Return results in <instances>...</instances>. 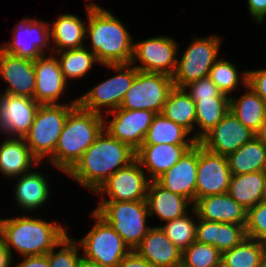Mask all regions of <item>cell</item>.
<instances>
[{"label":"cell","instance_id":"484cf974","mask_svg":"<svg viewBox=\"0 0 266 267\" xmlns=\"http://www.w3.org/2000/svg\"><path fill=\"white\" fill-rule=\"evenodd\" d=\"M31 153L24 138L7 137L0 145V171L15 178L31 171V166L40 164Z\"/></svg>","mask_w":266,"mask_h":267},{"label":"cell","instance_id":"836d02e7","mask_svg":"<svg viewBox=\"0 0 266 267\" xmlns=\"http://www.w3.org/2000/svg\"><path fill=\"white\" fill-rule=\"evenodd\" d=\"M196 107V124L201 128L194 130V140L199 142L230 111V97L193 100ZM200 131V132H199Z\"/></svg>","mask_w":266,"mask_h":267},{"label":"cell","instance_id":"ba28073f","mask_svg":"<svg viewBox=\"0 0 266 267\" xmlns=\"http://www.w3.org/2000/svg\"><path fill=\"white\" fill-rule=\"evenodd\" d=\"M90 216L96 221L91 230L77 240L84 257L106 267H118L122 259L131 251L122 237L94 210Z\"/></svg>","mask_w":266,"mask_h":267},{"label":"cell","instance_id":"f6af8a7d","mask_svg":"<svg viewBox=\"0 0 266 267\" xmlns=\"http://www.w3.org/2000/svg\"><path fill=\"white\" fill-rule=\"evenodd\" d=\"M118 267H155L141 257L135 250H131L119 263Z\"/></svg>","mask_w":266,"mask_h":267},{"label":"cell","instance_id":"f5cc1de1","mask_svg":"<svg viewBox=\"0 0 266 267\" xmlns=\"http://www.w3.org/2000/svg\"><path fill=\"white\" fill-rule=\"evenodd\" d=\"M173 267H189V266H187V265H185L183 262H181V263L176 264V265L173 266Z\"/></svg>","mask_w":266,"mask_h":267},{"label":"cell","instance_id":"d6a6232c","mask_svg":"<svg viewBox=\"0 0 266 267\" xmlns=\"http://www.w3.org/2000/svg\"><path fill=\"white\" fill-rule=\"evenodd\" d=\"M190 134L181 125L176 124L164 115L156 114L152 124L148 128L142 145L155 144H175V145H194L197 142L193 137H187ZM187 138V139H186Z\"/></svg>","mask_w":266,"mask_h":267},{"label":"cell","instance_id":"6da1fadb","mask_svg":"<svg viewBox=\"0 0 266 267\" xmlns=\"http://www.w3.org/2000/svg\"><path fill=\"white\" fill-rule=\"evenodd\" d=\"M135 158L136 151L103 130L66 174L95 192L110 176Z\"/></svg>","mask_w":266,"mask_h":267},{"label":"cell","instance_id":"e575fe53","mask_svg":"<svg viewBox=\"0 0 266 267\" xmlns=\"http://www.w3.org/2000/svg\"><path fill=\"white\" fill-rule=\"evenodd\" d=\"M266 245L246 237L241 243L222 253L221 267H259Z\"/></svg>","mask_w":266,"mask_h":267},{"label":"cell","instance_id":"3957f363","mask_svg":"<svg viewBox=\"0 0 266 267\" xmlns=\"http://www.w3.org/2000/svg\"><path fill=\"white\" fill-rule=\"evenodd\" d=\"M68 234L56 221L29 216L0 219V239L13 257L12 248L24 256L48 254Z\"/></svg>","mask_w":266,"mask_h":267},{"label":"cell","instance_id":"bcb514c9","mask_svg":"<svg viewBox=\"0 0 266 267\" xmlns=\"http://www.w3.org/2000/svg\"><path fill=\"white\" fill-rule=\"evenodd\" d=\"M15 267H49L48 254L24 256L23 261Z\"/></svg>","mask_w":266,"mask_h":267},{"label":"cell","instance_id":"4fadbf2b","mask_svg":"<svg viewBox=\"0 0 266 267\" xmlns=\"http://www.w3.org/2000/svg\"><path fill=\"white\" fill-rule=\"evenodd\" d=\"M135 158L110 176L96 191L103 201L146 200L149 178ZM110 197L108 200L104 196Z\"/></svg>","mask_w":266,"mask_h":267},{"label":"cell","instance_id":"f1b7e54d","mask_svg":"<svg viewBox=\"0 0 266 267\" xmlns=\"http://www.w3.org/2000/svg\"><path fill=\"white\" fill-rule=\"evenodd\" d=\"M232 176L264 171L266 166V146L253 137L237 151L227 156Z\"/></svg>","mask_w":266,"mask_h":267},{"label":"cell","instance_id":"44dd1931","mask_svg":"<svg viewBox=\"0 0 266 267\" xmlns=\"http://www.w3.org/2000/svg\"><path fill=\"white\" fill-rule=\"evenodd\" d=\"M196 219L246 225L247 210L228 193L215 194L198 199L190 209Z\"/></svg>","mask_w":266,"mask_h":267},{"label":"cell","instance_id":"603a6c76","mask_svg":"<svg viewBox=\"0 0 266 267\" xmlns=\"http://www.w3.org/2000/svg\"><path fill=\"white\" fill-rule=\"evenodd\" d=\"M134 250L155 267H173L182 262V250L169 240L160 225L151 226Z\"/></svg>","mask_w":266,"mask_h":267},{"label":"cell","instance_id":"74e56055","mask_svg":"<svg viewBox=\"0 0 266 267\" xmlns=\"http://www.w3.org/2000/svg\"><path fill=\"white\" fill-rule=\"evenodd\" d=\"M189 215L187 213L160 226L169 240L182 251L196 241L197 222L195 223Z\"/></svg>","mask_w":266,"mask_h":267},{"label":"cell","instance_id":"1f68e13d","mask_svg":"<svg viewBox=\"0 0 266 267\" xmlns=\"http://www.w3.org/2000/svg\"><path fill=\"white\" fill-rule=\"evenodd\" d=\"M161 114L181 125L190 134L196 125L195 102L184 88L174 86L168 95Z\"/></svg>","mask_w":266,"mask_h":267},{"label":"cell","instance_id":"d6986e66","mask_svg":"<svg viewBox=\"0 0 266 267\" xmlns=\"http://www.w3.org/2000/svg\"><path fill=\"white\" fill-rule=\"evenodd\" d=\"M34 68V99L39 104H59L58 98L66 91L68 83L63 77L58 57L45 54L34 61Z\"/></svg>","mask_w":266,"mask_h":267},{"label":"cell","instance_id":"d4e9b609","mask_svg":"<svg viewBox=\"0 0 266 267\" xmlns=\"http://www.w3.org/2000/svg\"><path fill=\"white\" fill-rule=\"evenodd\" d=\"M245 226L199 219L196 227V241L212 245L223 253L247 237Z\"/></svg>","mask_w":266,"mask_h":267},{"label":"cell","instance_id":"7c38bea8","mask_svg":"<svg viewBox=\"0 0 266 267\" xmlns=\"http://www.w3.org/2000/svg\"><path fill=\"white\" fill-rule=\"evenodd\" d=\"M50 27L51 24L47 22L23 18L13 28L12 41L4 45L0 44V48L7 54L35 61L45 55V49L52 48Z\"/></svg>","mask_w":266,"mask_h":267},{"label":"cell","instance_id":"e0dca14e","mask_svg":"<svg viewBox=\"0 0 266 267\" xmlns=\"http://www.w3.org/2000/svg\"><path fill=\"white\" fill-rule=\"evenodd\" d=\"M255 137L230 111L198 143L206 150L228 156Z\"/></svg>","mask_w":266,"mask_h":267},{"label":"cell","instance_id":"f546056e","mask_svg":"<svg viewBox=\"0 0 266 267\" xmlns=\"http://www.w3.org/2000/svg\"><path fill=\"white\" fill-rule=\"evenodd\" d=\"M264 171L233 175L228 194L247 211L262 201Z\"/></svg>","mask_w":266,"mask_h":267},{"label":"cell","instance_id":"f35d334b","mask_svg":"<svg viewBox=\"0 0 266 267\" xmlns=\"http://www.w3.org/2000/svg\"><path fill=\"white\" fill-rule=\"evenodd\" d=\"M221 259L218 249L198 241L182 251V262L189 267H221Z\"/></svg>","mask_w":266,"mask_h":267},{"label":"cell","instance_id":"cb8c5ba5","mask_svg":"<svg viewBox=\"0 0 266 267\" xmlns=\"http://www.w3.org/2000/svg\"><path fill=\"white\" fill-rule=\"evenodd\" d=\"M146 203L149 215L155 214L165 222L180 218L187 214L188 207L193 208V203L190 200L166 190L156 181L149 182Z\"/></svg>","mask_w":266,"mask_h":267},{"label":"cell","instance_id":"ab89813d","mask_svg":"<svg viewBox=\"0 0 266 267\" xmlns=\"http://www.w3.org/2000/svg\"><path fill=\"white\" fill-rule=\"evenodd\" d=\"M61 247L57 252L53 248L48 253L49 267H77L81 258L79 255V243L67 235L59 243Z\"/></svg>","mask_w":266,"mask_h":267},{"label":"cell","instance_id":"7bdbcfd3","mask_svg":"<svg viewBox=\"0 0 266 267\" xmlns=\"http://www.w3.org/2000/svg\"><path fill=\"white\" fill-rule=\"evenodd\" d=\"M247 85L266 103V69L248 70Z\"/></svg>","mask_w":266,"mask_h":267},{"label":"cell","instance_id":"ee69618b","mask_svg":"<svg viewBox=\"0 0 266 267\" xmlns=\"http://www.w3.org/2000/svg\"><path fill=\"white\" fill-rule=\"evenodd\" d=\"M248 11L255 22L263 23L266 17V0H247Z\"/></svg>","mask_w":266,"mask_h":267},{"label":"cell","instance_id":"816d5d0a","mask_svg":"<svg viewBox=\"0 0 266 267\" xmlns=\"http://www.w3.org/2000/svg\"><path fill=\"white\" fill-rule=\"evenodd\" d=\"M259 267H266V254L264 255V257L262 258L261 264Z\"/></svg>","mask_w":266,"mask_h":267},{"label":"cell","instance_id":"ac0fdd59","mask_svg":"<svg viewBox=\"0 0 266 267\" xmlns=\"http://www.w3.org/2000/svg\"><path fill=\"white\" fill-rule=\"evenodd\" d=\"M198 165V142L168 171L155 181L175 194L195 203V189Z\"/></svg>","mask_w":266,"mask_h":267},{"label":"cell","instance_id":"b9f144b4","mask_svg":"<svg viewBox=\"0 0 266 267\" xmlns=\"http://www.w3.org/2000/svg\"><path fill=\"white\" fill-rule=\"evenodd\" d=\"M193 100L213 99L215 97H229L212 82L207 76L188 83L183 87ZM189 88V92L188 89Z\"/></svg>","mask_w":266,"mask_h":267},{"label":"cell","instance_id":"9a60e30c","mask_svg":"<svg viewBox=\"0 0 266 267\" xmlns=\"http://www.w3.org/2000/svg\"><path fill=\"white\" fill-rule=\"evenodd\" d=\"M109 122L104 118V130L113 138L128 144L136 151L144 142L148 128L156 113L151 110H127L118 108Z\"/></svg>","mask_w":266,"mask_h":267},{"label":"cell","instance_id":"8992f818","mask_svg":"<svg viewBox=\"0 0 266 267\" xmlns=\"http://www.w3.org/2000/svg\"><path fill=\"white\" fill-rule=\"evenodd\" d=\"M94 211L113 227L131 250L151 228L146 225L150 216L146 200L100 201Z\"/></svg>","mask_w":266,"mask_h":267},{"label":"cell","instance_id":"4316f807","mask_svg":"<svg viewBox=\"0 0 266 267\" xmlns=\"http://www.w3.org/2000/svg\"><path fill=\"white\" fill-rule=\"evenodd\" d=\"M19 177H15L18 180L14 188L18 206L23 210L33 212L44 206L51 193L47 178L38 171H29Z\"/></svg>","mask_w":266,"mask_h":267},{"label":"cell","instance_id":"83f0119b","mask_svg":"<svg viewBox=\"0 0 266 267\" xmlns=\"http://www.w3.org/2000/svg\"><path fill=\"white\" fill-rule=\"evenodd\" d=\"M52 24V27H50L51 41H54V44L56 43V47L51 48V51H54L53 54L84 47L86 23H83L77 15L70 13L61 15Z\"/></svg>","mask_w":266,"mask_h":267},{"label":"cell","instance_id":"4dcf8cb0","mask_svg":"<svg viewBox=\"0 0 266 267\" xmlns=\"http://www.w3.org/2000/svg\"><path fill=\"white\" fill-rule=\"evenodd\" d=\"M245 88L248 92L240 98L230 96V112L256 133L266 119V103L248 85Z\"/></svg>","mask_w":266,"mask_h":267},{"label":"cell","instance_id":"ffe728a7","mask_svg":"<svg viewBox=\"0 0 266 267\" xmlns=\"http://www.w3.org/2000/svg\"><path fill=\"white\" fill-rule=\"evenodd\" d=\"M0 77L8 83L3 94L34 98V60L7 54L0 48Z\"/></svg>","mask_w":266,"mask_h":267},{"label":"cell","instance_id":"277c9868","mask_svg":"<svg viewBox=\"0 0 266 267\" xmlns=\"http://www.w3.org/2000/svg\"><path fill=\"white\" fill-rule=\"evenodd\" d=\"M103 130V115L85 110L77 104L69 112L55 151L48 161L67 173Z\"/></svg>","mask_w":266,"mask_h":267},{"label":"cell","instance_id":"5b68a950","mask_svg":"<svg viewBox=\"0 0 266 267\" xmlns=\"http://www.w3.org/2000/svg\"><path fill=\"white\" fill-rule=\"evenodd\" d=\"M76 105L77 99L65 105L40 104L29 132L24 136L32 155L39 162L53 155L66 118Z\"/></svg>","mask_w":266,"mask_h":267},{"label":"cell","instance_id":"8d00e7d4","mask_svg":"<svg viewBox=\"0 0 266 267\" xmlns=\"http://www.w3.org/2000/svg\"><path fill=\"white\" fill-rule=\"evenodd\" d=\"M208 77L222 93L229 96L231 92L233 93V90L237 89L241 80L243 85H247L248 76L247 71H244L240 76L238 68L232 62L219 58L210 69Z\"/></svg>","mask_w":266,"mask_h":267},{"label":"cell","instance_id":"f907efd6","mask_svg":"<svg viewBox=\"0 0 266 267\" xmlns=\"http://www.w3.org/2000/svg\"><path fill=\"white\" fill-rule=\"evenodd\" d=\"M262 200L266 201V176L264 179L263 191H262Z\"/></svg>","mask_w":266,"mask_h":267},{"label":"cell","instance_id":"8fae6325","mask_svg":"<svg viewBox=\"0 0 266 267\" xmlns=\"http://www.w3.org/2000/svg\"><path fill=\"white\" fill-rule=\"evenodd\" d=\"M178 45L167 36H155L134 42L131 64L139 71L163 73L173 76L177 65ZM140 61L141 65L134 62Z\"/></svg>","mask_w":266,"mask_h":267},{"label":"cell","instance_id":"d590c367","mask_svg":"<svg viewBox=\"0 0 266 267\" xmlns=\"http://www.w3.org/2000/svg\"><path fill=\"white\" fill-rule=\"evenodd\" d=\"M84 46L78 49H69L61 52H56L59 55V63L63 77L67 82L68 79H80L87 75L97 59L95 54ZM95 62V63H94Z\"/></svg>","mask_w":266,"mask_h":267},{"label":"cell","instance_id":"30bf717a","mask_svg":"<svg viewBox=\"0 0 266 267\" xmlns=\"http://www.w3.org/2000/svg\"><path fill=\"white\" fill-rule=\"evenodd\" d=\"M221 38L212 35L206 38H194L180 59H177L172 80L175 87L183 88L190 82L207 77L218 60Z\"/></svg>","mask_w":266,"mask_h":267},{"label":"cell","instance_id":"7a4b0ae2","mask_svg":"<svg viewBox=\"0 0 266 267\" xmlns=\"http://www.w3.org/2000/svg\"><path fill=\"white\" fill-rule=\"evenodd\" d=\"M86 15L85 37L91 39L90 50L97 62L101 65L131 63L134 42L121 20L94 2L86 4Z\"/></svg>","mask_w":266,"mask_h":267},{"label":"cell","instance_id":"c3c4849f","mask_svg":"<svg viewBox=\"0 0 266 267\" xmlns=\"http://www.w3.org/2000/svg\"><path fill=\"white\" fill-rule=\"evenodd\" d=\"M77 267H106L96 261L89 260L85 257L80 258Z\"/></svg>","mask_w":266,"mask_h":267},{"label":"cell","instance_id":"60d3db41","mask_svg":"<svg viewBox=\"0 0 266 267\" xmlns=\"http://www.w3.org/2000/svg\"><path fill=\"white\" fill-rule=\"evenodd\" d=\"M246 235L266 245V201H261L247 211Z\"/></svg>","mask_w":266,"mask_h":267},{"label":"cell","instance_id":"2e32d148","mask_svg":"<svg viewBox=\"0 0 266 267\" xmlns=\"http://www.w3.org/2000/svg\"><path fill=\"white\" fill-rule=\"evenodd\" d=\"M40 104L31 97L0 95V131L9 137L24 138ZM11 135V136H10Z\"/></svg>","mask_w":266,"mask_h":267},{"label":"cell","instance_id":"681fc988","mask_svg":"<svg viewBox=\"0 0 266 267\" xmlns=\"http://www.w3.org/2000/svg\"><path fill=\"white\" fill-rule=\"evenodd\" d=\"M255 137L266 146V119L260 125V128L255 133Z\"/></svg>","mask_w":266,"mask_h":267},{"label":"cell","instance_id":"5bb4252c","mask_svg":"<svg viewBox=\"0 0 266 267\" xmlns=\"http://www.w3.org/2000/svg\"><path fill=\"white\" fill-rule=\"evenodd\" d=\"M231 177L227 156L212 153L198 143L195 202L205 196L227 193Z\"/></svg>","mask_w":266,"mask_h":267},{"label":"cell","instance_id":"9c48e42d","mask_svg":"<svg viewBox=\"0 0 266 267\" xmlns=\"http://www.w3.org/2000/svg\"><path fill=\"white\" fill-rule=\"evenodd\" d=\"M173 88L174 83L169 75L138 71L119 108L151 110L160 114Z\"/></svg>","mask_w":266,"mask_h":267},{"label":"cell","instance_id":"7402d4cb","mask_svg":"<svg viewBox=\"0 0 266 267\" xmlns=\"http://www.w3.org/2000/svg\"><path fill=\"white\" fill-rule=\"evenodd\" d=\"M193 145L155 144L141 145L136 150V159L142 169L155 181L172 168ZM145 167V168H143Z\"/></svg>","mask_w":266,"mask_h":267},{"label":"cell","instance_id":"52a82bcc","mask_svg":"<svg viewBox=\"0 0 266 267\" xmlns=\"http://www.w3.org/2000/svg\"><path fill=\"white\" fill-rule=\"evenodd\" d=\"M106 66L115 70L118 74L102 81L84 95L77 97V104L81 108L102 115L105 107L108 109L106 110L108 115L111 111L120 107L125 94L131 88L132 82L139 71L131 63L105 64Z\"/></svg>","mask_w":266,"mask_h":267},{"label":"cell","instance_id":"7dc6e473","mask_svg":"<svg viewBox=\"0 0 266 267\" xmlns=\"http://www.w3.org/2000/svg\"><path fill=\"white\" fill-rule=\"evenodd\" d=\"M12 261H14L13 258L0 239V267H11Z\"/></svg>","mask_w":266,"mask_h":267}]
</instances>
